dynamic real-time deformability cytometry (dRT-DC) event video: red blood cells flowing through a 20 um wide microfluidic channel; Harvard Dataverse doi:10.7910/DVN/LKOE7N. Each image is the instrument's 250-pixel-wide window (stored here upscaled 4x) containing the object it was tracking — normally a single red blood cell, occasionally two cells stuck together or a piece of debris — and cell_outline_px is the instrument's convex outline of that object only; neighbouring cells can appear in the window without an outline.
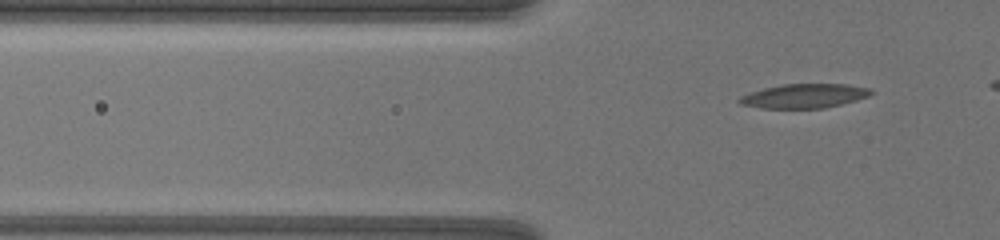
{"species": "common noctule bat (a hibernating species)", "species_latin": "Nyctalus noctula", "temperature_condition": "warm", "stored_images_in_passage": 65, "camera_frame_rate_fps": 3000, "um_per_image_px": 0.085, "animal": {"sex": "female", "body_mass_g": 19.5, "forearm_length_mm": 54.1}, "frame": {"image": 1, "passage_image": 18, "time_ms": 5.667, "image_size_px": [1000, 240], "cell_outline_px": [[876, 92], [868, 96], [856, 100], [824, 108], [760, 108], [740, 104], [736, 100], [740, 96], [764, 88], [784, 84], [844, 84], [872, 88]], "centroid_in_image_um": [68.38, 8.15], "position_along_channel_um": 57.4, "area_um2": 18.55}}
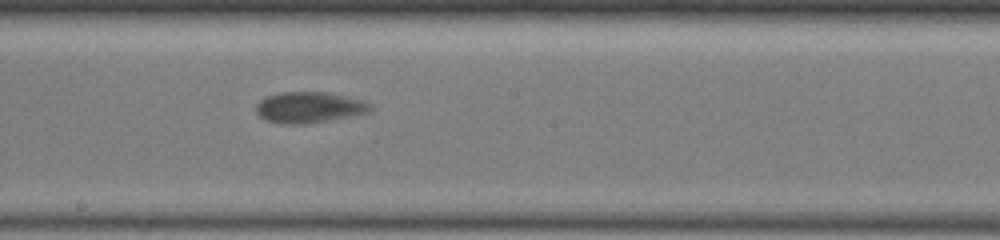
{"frame": {"image": 2, "passage_image": 38, "time_ms": 12.333, "image_size_px": [1000, 240], "cell_outline_px": [[372, 108], [368, 112], [348, 116], [300, 124], [268, 120], [260, 116], [256, 112], [256, 104], [260, 100], [268, 96], [280, 92], [324, 92], [364, 100], [372, 104]], "centroid_in_image_um": [26.29, 9.09], "position_along_channel_um": 221.9, "area_um2": 19.94}}
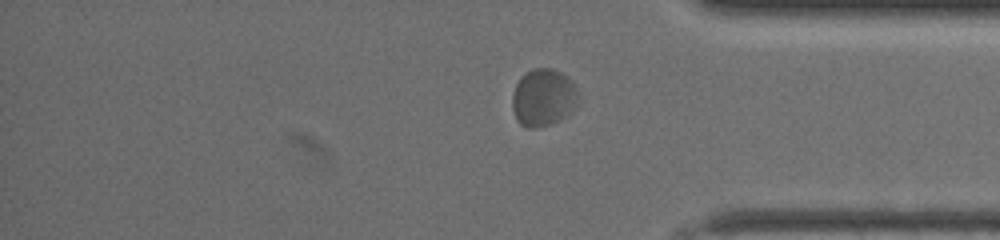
{"frame": {"image": 3, "passage_image": 57, "time_ms": 18.667, "image_size_px": [1000, 240], "cell_outline_px": [[576, 96], [572, 112], [568, 116], [552, 124], [536, 128], [528, 128], [520, 124], [516, 120], [512, 108], [512, 96], [516, 84], [524, 72], [532, 68], [552, 68], [560, 72], [572, 80], [576, 92]], "centroid_in_image_um": [46.14, 8.3], "position_along_channel_um": 389.1, "area_um2": 22.14}}